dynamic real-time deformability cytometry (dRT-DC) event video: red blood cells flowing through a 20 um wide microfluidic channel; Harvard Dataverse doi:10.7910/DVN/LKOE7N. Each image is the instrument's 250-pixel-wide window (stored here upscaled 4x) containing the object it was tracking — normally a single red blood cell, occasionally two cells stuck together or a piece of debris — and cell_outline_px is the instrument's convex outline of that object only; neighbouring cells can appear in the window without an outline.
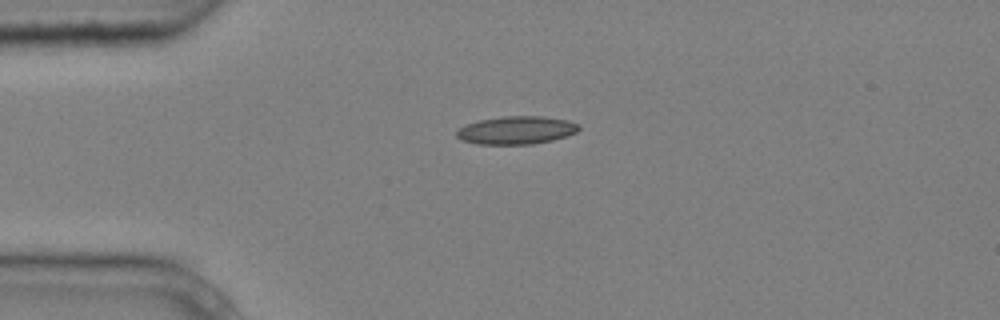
{"species": "common noctule bat (a hibernating species)", "species_latin": "Nyctalus noctula", "temperature_condition": "cold", "stored_images_in_passage": 1, "camera_frame_rate_fps": 3000, "um_per_image_px": 0.085, "animal": {"sex": "male", "body_mass_g": 20.4}, "frame": {"image": 1, "passage_image": 1, "time_ms": 0.0, "image_size_px": [1000, 320], "cell_outline_px": [[580, 128], [576, 132], [552, 140], [532, 144], [476, 144], [460, 140], [456, 136], [456, 128], [480, 120], [504, 116], [544, 116], [568, 120], [580, 124]], "centroid_in_image_um": [43.87, 11.06], "position_along_channel_um": 41.1, "area_um2": 20.0}}